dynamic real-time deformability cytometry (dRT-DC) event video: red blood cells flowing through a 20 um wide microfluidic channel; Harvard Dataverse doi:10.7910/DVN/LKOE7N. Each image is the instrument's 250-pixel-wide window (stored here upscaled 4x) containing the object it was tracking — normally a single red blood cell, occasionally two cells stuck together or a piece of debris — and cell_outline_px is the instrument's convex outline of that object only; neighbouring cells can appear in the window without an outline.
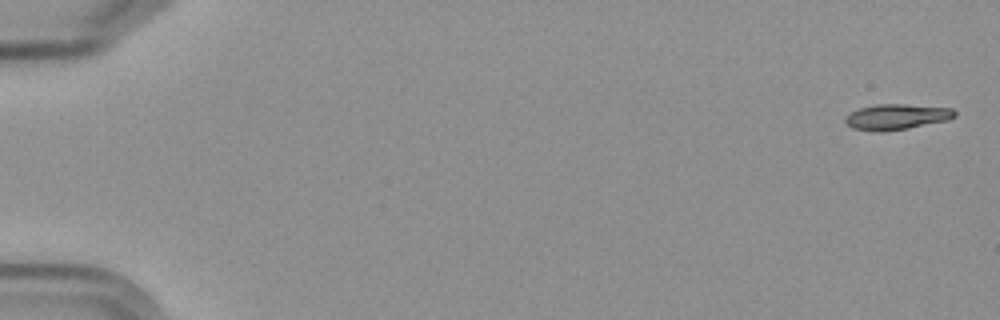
{"species": "Egyptian fruit bat (a non-hibernating species)", "species_latin": "Rousettus aegyptiacus", "temperature_condition": "cold", "stored_images_in_passage": 6, "camera_frame_rate_fps": 3000, "um_per_image_px": 0.085, "frame": {"image": 1, "passage_image": 1, "time_ms": 0.0, "image_size_px": [1000, 320], "cell_outline_px": [[956, 116], [948, 120], [908, 128], [880, 132], [872, 132], [852, 128], [844, 120], [852, 112], [860, 108], [876, 104], [904, 104], [952, 108], [956, 112]], "centroid_in_image_um": [76.23, 9.93], "position_along_channel_um": 8.8, "area_um2": 16.24}}
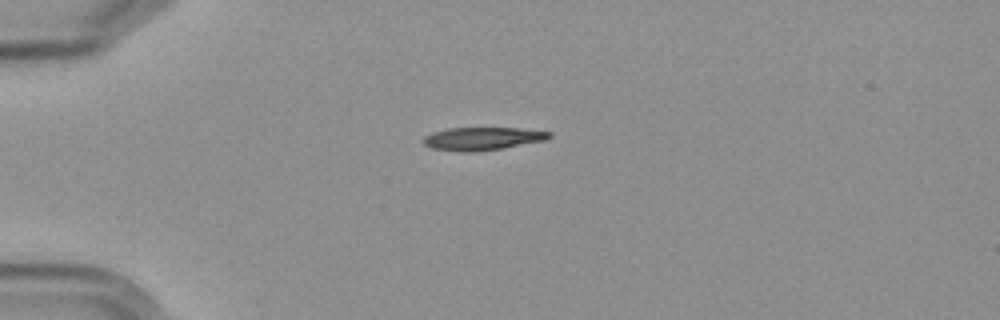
{"frame": {"image": 2, "passage_image": 5, "time_ms": 4.667, "image_size_px": [1000, 320], "cell_outline_px": [[552, 136], [544, 140], [500, 148], [472, 152], [460, 152], [432, 148], [424, 144], [420, 140], [424, 136], [432, 132], [448, 128], [520, 128], [552, 132]], "centroid_in_image_um": [40.95, 11.77], "position_along_channel_um": 44.1, "area_um2": 16.76}}